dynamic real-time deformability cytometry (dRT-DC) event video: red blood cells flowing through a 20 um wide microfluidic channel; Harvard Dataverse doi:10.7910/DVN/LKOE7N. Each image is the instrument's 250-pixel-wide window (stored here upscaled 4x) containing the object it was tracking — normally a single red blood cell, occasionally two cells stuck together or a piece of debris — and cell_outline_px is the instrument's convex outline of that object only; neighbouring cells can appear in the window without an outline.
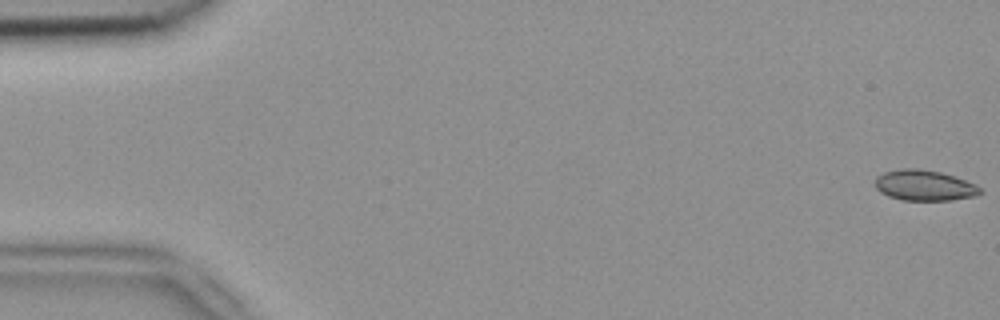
{"species": "common noctule bat (a hibernating species)", "species_latin": "Nyctalus noctula", "temperature_condition": "room temperature", "stored_images_in_passage": 6, "segment_of_instrument_passage": [1, 2], "camera_frame_rate_fps": 3000, "um_per_image_px": 0.085, "animal": {"sex": "female", "body_mass_g": 18.4}, "frame": {"image": 1, "passage_image": 1, "time_ms": 0.0, "image_size_px": [1000, 320], "cell_outline_px": [[984, 192], [976, 196], [952, 200], [900, 200], [888, 196], [880, 192], [876, 188], [876, 176], [884, 172], [900, 168], [920, 168], [940, 172], [964, 180], [980, 188]], "centroid_in_image_um": [78.54, 15.76], "position_along_channel_um": 6.5, "area_um2": 18.73}}